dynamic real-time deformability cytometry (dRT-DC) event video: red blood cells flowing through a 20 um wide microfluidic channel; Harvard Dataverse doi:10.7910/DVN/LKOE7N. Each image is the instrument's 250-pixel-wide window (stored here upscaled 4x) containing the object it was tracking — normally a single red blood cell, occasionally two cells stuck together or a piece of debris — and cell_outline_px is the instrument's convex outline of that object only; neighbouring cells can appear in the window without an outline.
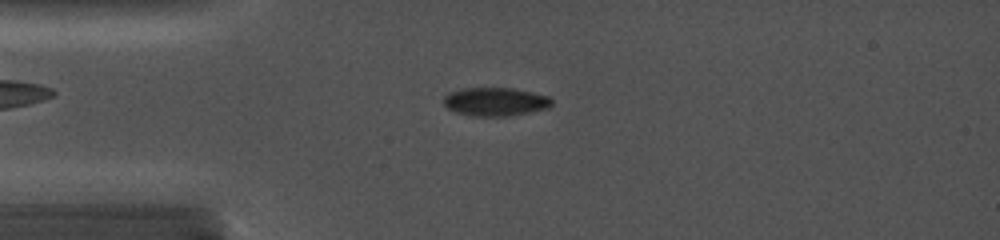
{"species": "common noctule bat (a hibernating species)", "species_latin": "Nyctalus noctula", "temperature_condition": "cold", "stored_images_in_passage": 6, "camera_frame_rate_fps": 5000, "um_per_image_px": 0.085, "animal": {"sex": "female", "body_mass_g": 19.0, "forearm_length_mm": 56.7}, "frame": {"image": 1, "passage_image": 4, "time_ms": 2.4, "image_size_px": [1000, 240], "cell_outline_px": [[552, 104], [548, 108], [508, 116], [472, 116], [456, 112], [448, 108], [444, 104], [444, 96], [448, 92], [460, 88], [512, 88], [532, 92], [548, 96], [552, 100]], "centroid_in_image_um": [42.08, 8.64], "position_along_channel_um": 42.9, "area_um2": 17.92}}